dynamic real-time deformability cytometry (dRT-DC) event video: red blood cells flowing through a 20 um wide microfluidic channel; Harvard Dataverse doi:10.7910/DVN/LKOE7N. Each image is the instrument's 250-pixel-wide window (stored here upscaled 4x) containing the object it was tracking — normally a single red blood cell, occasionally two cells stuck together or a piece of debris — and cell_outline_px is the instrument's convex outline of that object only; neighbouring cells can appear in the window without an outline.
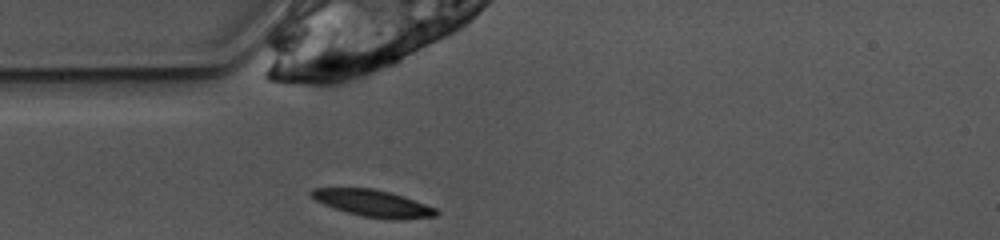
{"species": "common noctule bat (a hibernating species)", "species_latin": "Nyctalus noctula", "temperature_condition": "warm", "stored_images_in_passage": 39, "camera_frame_rate_fps": 3000, "um_per_image_px": 0.085, "animal": {"sex": "female", "body_mass_g": 10.0, "forearm_length_mm": 53.1}, "frame": {"image": 1, "passage_image": 1, "time_ms": 0.0, "image_size_px": [1000, 240], "cell_outline_px": [[440, 212], [436, 216], [404, 220], [392, 220], [360, 216], [324, 204], [316, 200], [308, 192], [312, 188], [372, 188], [392, 192], [404, 196], [436, 208]], "centroid_in_image_um": [31.76, 17.28], "position_along_channel_um": 53.2, "area_um2": 19.65}}
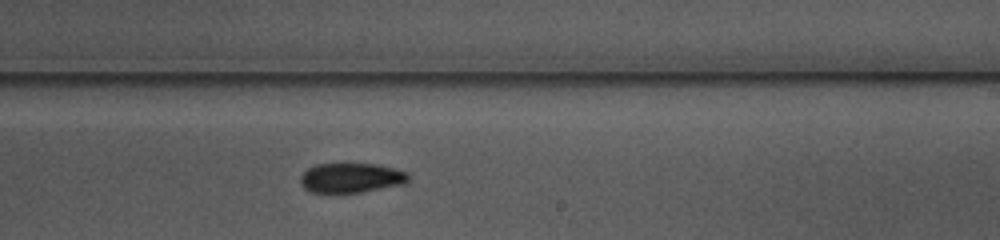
{"frame": {"image": 2, "passage_image": 17, "time_ms": 5.333, "image_size_px": [1000, 240], "cell_outline_px": [[408, 180], [404, 184], [360, 192], [312, 192], [304, 188], [300, 184], [300, 176], [308, 168], [316, 164], [344, 160], [376, 164], [408, 172]], "centroid_in_image_um": [29.81, 15.05], "position_along_channel_um": 259.2, "area_um2": 19.36}}
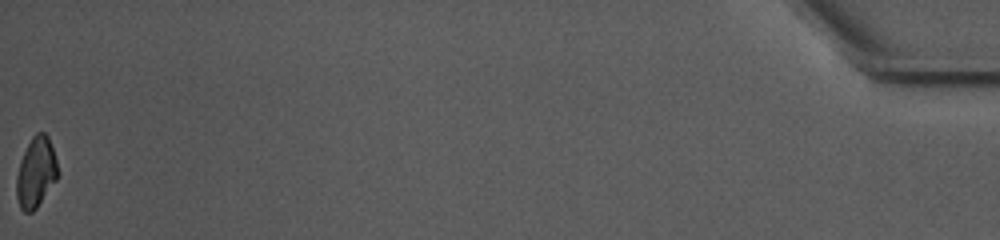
{"frame": {"image": 3, "passage_image": 39, "time_ms": 12.667, "image_size_px": [1000, 240], "cell_outline_px": [[60, 172], [56, 180], [36, 208], [32, 212], [24, 212], [20, 208], [16, 196], [16, 176], [20, 160], [32, 136], [36, 132], [44, 132], [48, 136]], "centroid_in_image_um": [3.05, 14.65], "position_along_channel_um": 432.1, "area_um2": 16.94}, "authors_computed_cell_mechanics": {"area_um2": 18.7272, "velocity_mm_per_s": 3.8703, "shape_relaxation_time_tau1_ms": 1.9703, "shape_relaxation_time_tau2_ms": null, "deformation_change_tau1": 0.1204, "deformation_change_tau2": null}}